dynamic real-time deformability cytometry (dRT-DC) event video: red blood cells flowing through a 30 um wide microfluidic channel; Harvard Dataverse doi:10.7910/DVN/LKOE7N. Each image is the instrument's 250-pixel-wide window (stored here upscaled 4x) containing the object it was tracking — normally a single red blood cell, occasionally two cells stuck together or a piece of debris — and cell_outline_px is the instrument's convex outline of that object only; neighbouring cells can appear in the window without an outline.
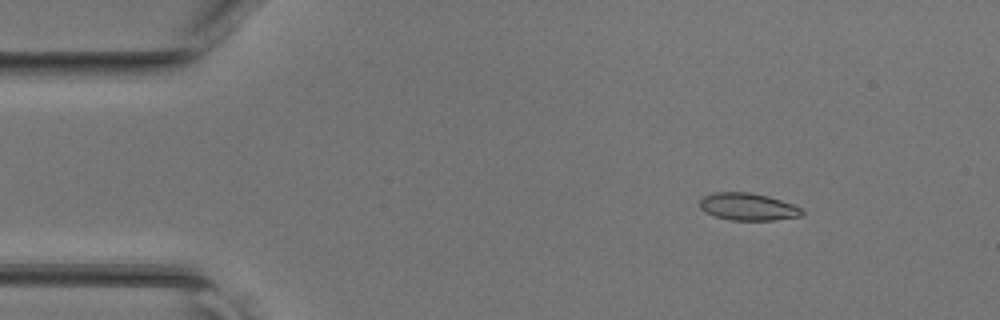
{"species": "common noctule bat (a hibernating species)", "species_latin": "Nyctalus noctula", "temperature_condition": "room temperature", "stored_images_in_passage": 46, "camera_frame_rate_fps": 3000, "um_per_image_px": 0.085, "animal": {"sex": "female", "body_mass_g": 17.0, "forearm_length_mm": 48.0}, "frame": {"image": 1, "passage_image": 6, "time_ms": 1.667, "image_size_px": [1000, 320], "cell_outline_px": [[804, 212], [800, 216], [772, 220], [732, 220], [716, 216], [704, 212], [700, 208], [700, 200], [704, 196], [712, 192], [752, 192], [768, 196], [804, 208]], "centroid_in_image_um": [63.57, 17.56], "position_along_channel_um": 21.4, "area_um2": 16.3}}
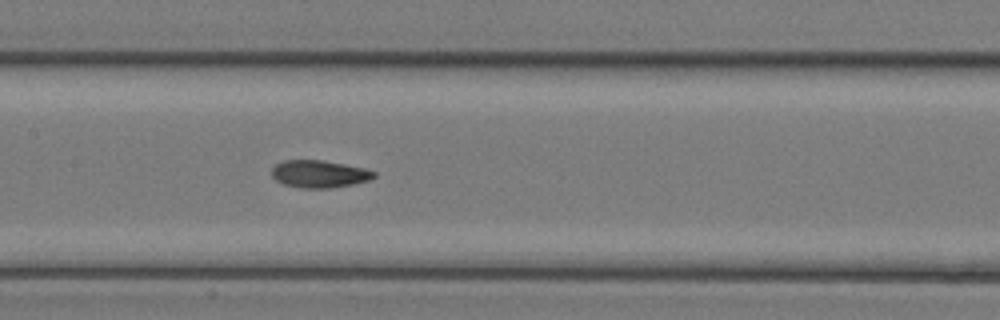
{"frame": {"image": 2, "passage_image": 22, "time_ms": 7.0, "image_size_px": [1000, 320], "cell_outline_px": [[376, 176], [368, 180], [352, 184], [328, 188], [300, 188], [284, 184], [276, 180], [272, 176], [272, 168], [276, 164], [284, 160], [320, 160], [344, 164], [364, 168], [376, 172]], "centroid_in_image_um": [27.12, 14.78], "position_along_channel_um": 180.3, "area_um2": 16.18}}
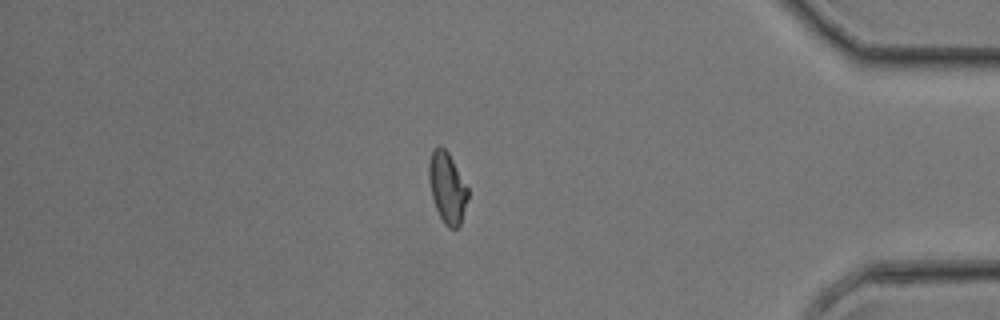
{"frame": {"image": 3, "passage_image": 39, "time_ms": 12.667, "image_size_px": [1000, 320], "cell_outline_px": [[468, 196], [460, 224], [456, 228], [448, 228], [444, 224], [436, 208], [432, 196], [428, 180], [428, 164], [432, 148], [440, 144], [448, 152], [468, 188]], "centroid_in_image_um": [37.98, 15.91], "position_along_channel_um": 397.2, "area_um2": 16.07}}